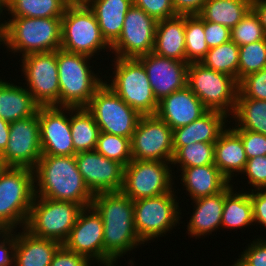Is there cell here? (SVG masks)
<instances>
[{
  "label": "cell",
  "instance_id": "1",
  "mask_svg": "<svg viewBox=\"0 0 266 266\" xmlns=\"http://www.w3.org/2000/svg\"><path fill=\"white\" fill-rule=\"evenodd\" d=\"M91 206L104 226V266H116L117 259L144 244L134 225L133 200L118 192L94 194Z\"/></svg>",
  "mask_w": 266,
  "mask_h": 266
},
{
  "label": "cell",
  "instance_id": "2",
  "mask_svg": "<svg viewBox=\"0 0 266 266\" xmlns=\"http://www.w3.org/2000/svg\"><path fill=\"white\" fill-rule=\"evenodd\" d=\"M33 171L35 196L91 206L94 194L78 170L75 155H42Z\"/></svg>",
  "mask_w": 266,
  "mask_h": 266
},
{
  "label": "cell",
  "instance_id": "3",
  "mask_svg": "<svg viewBox=\"0 0 266 266\" xmlns=\"http://www.w3.org/2000/svg\"><path fill=\"white\" fill-rule=\"evenodd\" d=\"M4 45L9 52H51L61 48L62 17H12L5 20Z\"/></svg>",
  "mask_w": 266,
  "mask_h": 266
},
{
  "label": "cell",
  "instance_id": "4",
  "mask_svg": "<svg viewBox=\"0 0 266 266\" xmlns=\"http://www.w3.org/2000/svg\"><path fill=\"white\" fill-rule=\"evenodd\" d=\"M92 57L57 50L59 80V107H86L95 91L104 83L102 78L92 72L88 61Z\"/></svg>",
  "mask_w": 266,
  "mask_h": 266
},
{
  "label": "cell",
  "instance_id": "5",
  "mask_svg": "<svg viewBox=\"0 0 266 266\" xmlns=\"http://www.w3.org/2000/svg\"><path fill=\"white\" fill-rule=\"evenodd\" d=\"M34 196V171L8 167L0 177V228H24Z\"/></svg>",
  "mask_w": 266,
  "mask_h": 266
},
{
  "label": "cell",
  "instance_id": "6",
  "mask_svg": "<svg viewBox=\"0 0 266 266\" xmlns=\"http://www.w3.org/2000/svg\"><path fill=\"white\" fill-rule=\"evenodd\" d=\"M110 48V51H109ZM61 49L94 56L103 49L111 52L94 12L86 3H70L62 16Z\"/></svg>",
  "mask_w": 266,
  "mask_h": 266
},
{
  "label": "cell",
  "instance_id": "7",
  "mask_svg": "<svg viewBox=\"0 0 266 266\" xmlns=\"http://www.w3.org/2000/svg\"><path fill=\"white\" fill-rule=\"evenodd\" d=\"M114 59V76L110 83L104 82L141 116L155 115L159 101L155 98L143 64L137 58Z\"/></svg>",
  "mask_w": 266,
  "mask_h": 266
},
{
  "label": "cell",
  "instance_id": "8",
  "mask_svg": "<svg viewBox=\"0 0 266 266\" xmlns=\"http://www.w3.org/2000/svg\"><path fill=\"white\" fill-rule=\"evenodd\" d=\"M80 204L34 196L24 229L39 238L63 244L74 227Z\"/></svg>",
  "mask_w": 266,
  "mask_h": 266
},
{
  "label": "cell",
  "instance_id": "9",
  "mask_svg": "<svg viewBox=\"0 0 266 266\" xmlns=\"http://www.w3.org/2000/svg\"><path fill=\"white\" fill-rule=\"evenodd\" d=\"M187 87L202 101L208 111L232 116L238 95V81L214 71L200 62L189 63Z\"/></svg>",
  "mask_w": 266,
  "mask_h": 266
},
{
  "label": "cell",
  "instance_id": "10",
  "mask_svg": "<svg viewBox=\"0 0 266 266\" xmlns=\"http://www.w3.org/2000/svg\"><path fill=\"white\" fill-rule=\"evenodd\" d=\"M86 109L93 115L100 132L130 139L141 117L105 82L95 91Z\"/></svg>",
  "mask_w": 266,
  "mask_h": 266
},
{
  "label": "cell",
  "instance_id": "11",
  "mask_svg": "<svg viewBox=\"0 0 266 266\" xmlns=\"http://www.w3.org/2000/svg\"><path fill=\"white\" fill-rule=\"evenodd\" d=\"M174 191L163 195L133 201L134 225L139 238L145 243L164 236L180 219Z\"/></svg>",
  "mask_w": 266,
  "mask_h": 266
},
{
  "label": "cell",
  "instance_id": "12",
  "mask_svg": "<svg viewBox=\"0 0 266 266\" xmlns=\"http://www.w3.org/2000/svg\"><path fill=\"white\" fill-rule=\"evenodd\" d=\"M169 164L172 165L163 161L131 160L124 167L121 192L135 201L174 191Z\"/></svg>",
  "mask_w": 266,
  "mask_h": 266
},
{
  "label": "cell",
  "instance_id": "13",
  "mask_svg": "<svg viewBox=\"0 0 266 266\" xmlns=\"http://www.w3.org/2000/svg\"><path fill=\"white\" fill-rule=\"evenodd\" d=\"M26 89L40 107H59L57 50L31 53L22 57Z\"/></svg>",
  "mask_w": 266,
  "mask_h": 266
},
{
  "label": "cell",
  "instance_id": "14",
  "mask_svg": "<svg viewBox=\"0 0 266 266\" xmlns=\"http://www.w3.org/2000/svg\"><path fill=\"white\" fill-rule=\"evenodd\" d=\"M132 160L172 162L173 129L155 115H142L131 139Z\"/></svg>",
  "mask_w": 266,
  "mask_h": 266
},
{
  "label": "cell",
  "instance_id": "15",
  "mask_svg": "<svg viewBox=\"0 0 266 266\" xmlns=\"http://www.w3.org/2000/svg\"><path fill=\"white\" fill-rule=\"evenodd\" d=\"M157 21L141 8L132 5L126 13L122 32L111 45L119 58H138L153 52Z\"/></svg>",
  "mask_w": 266,
  "mask_h": 266
},
{
  "label": "cell",
  "instance_id": "16",
  "mask_svg": "<svg viewBox=\"0 0 266 266\" xmlns=\"http://www.w3.org/2000/svg\"><path fill=\"white\" fill-rule=\"evenodd\" d=\"M1 155L8 167L35 168L42 156L39 109L29 118L10 123L8 144Z\"/></svg>",
  "mask_w": 266,
  "mask_h": 266
},
{
  "label": "cell",
  "instance_id": "17",
  "mask_svg": "<svg viewBox=\"0 0 266 266\" xmlns=\"http://www.w3.org/2000/svg\"><path fill=\"white\" fill-rule=\"evenodd\" d=\"M78 170L93 194L118 192L123 185L124 166L96 150L75 154Z\"/></svg>",
  "mask_w": 266,
  "mask_h": 266
},
{
  "label": "cell",
  "instance_id": "18",
  "mask_svg": "<svg viewBox=\"0 0 266 266\" xmlns=\"http://www.w3.org/2000/svg\"><path fill=\"white\" fill-rule=\"evenodd\" d=\"M39 124L42 155L76 154L71 136L70 107H39Z\"/></svg>",
  "mask_w": 266,
  "mask_h": 266
},
{
  "label": "cell",
  "instance_id": "19",
  "mask_svg": "<svg viewBox=\"0 0 266 266\" xmlns=\"http://www.w3.org/2000/svg\"><path fill=\"white\" fill-rule=\"evenodd\" d=\"M63 245L70 251L104 265V226L101 216L92 207L83 208Z\"/></svg>",
  "mask_w": 266,
  "mask_h": 266
},
{
  "label": "cell",
  "instance_id": "20",
  "mask_svg": "<svg viewBox=\"0 0 266 266\" xmlns=\"http://www.w3.org/2000/svg\"><path fill=\"white\" fill-rule=\"evenodd\" d=\"M137 59L143 64L158 101L187 86L188 62L162 57L154 52Z\"/></svg>",
  "mask_w": 266,
  "mask_h": 266
},
{
  "label": "cell",
  "instance_id": "21",
  "mask_svg": "<svg viewBox=\"0 0 266 266\" xmlns=\"http://www.w3.org/2000/svg\"><path fill=\"white\" fill-rule=\"evenodd\" d=\"M207 111L202 101L186 86L162 98L156 115L174 130L199 119Z\"/></svg>",
  "mask_w": 266,
  "mask_h": 266
},
{
  "label": "cell",
  "instance_id": "22",
  "mask_svg": "<svg viewBox=\"0 0 266 266\" xmlns=\"http://www.w3.org/2000/svg\"><path fill=\"white\" fill-rule=\"evenodd\" d=\"M229 116L219 111H207L192 123L173 130L174 153L181 147L196 142H216ZM227 120V121H226Z\"/></svg>",
  "mask_w": 266,
  "mask_h": 266
},
{
  "label": "cell",
  "instance_id": "23",
  "mask_svg": "<svg viewBox=\"0 0 266 266\" xmlns=\"http://www.w3.org/2000/svg\"><path fill=\"white\" fill-rule=\"evenodd\" d=\"M62 244L56 240L39 238L22 228L16 233L14 266H50Z\"/></svg>",
  "mask_w": 266,
  "mask_h": 266
},
{
  "label": "cell",
  "instance_id": "24",
  "mask_svg": "<svg viewBox=\"0 0 266 266\" xmlns=\"http://www.w3.org/2000/svg\"><path fill=\"white\" fill-rule=\"evenodd\" d=\"M225 189L217 194L193 200L195 208L187 225L188 234L197 239L222 227ZM220 227V228H219Z\"/></svg>",
  "mask_w": 266,
  "mask_h": 266
},
{
  "label": "cell",
  "instance_id": "25",
  "mask_svg": "<svg viewBox=\"0 0 266 266\" xmlns=\"http://www.w3.org/2000/svg\"><path fill=\"white\" fill-rule=\"evenodd\" d=\"M181 181L192 200L223 191L231 183L215 164L180 169Z\"/></svg>",
  "mask_w": 266,
  "mask_h": 266
},
{
  "label": "cell",
  "instance_id": "26",
  "mask_svg": "<svg viewBox=\"0 0 266 266\" xmlns=\"http://www.w3.org/2000/svg\"><path fill=\"white\" fill-rule=\"evenodd\" d=\"M247 160L241 137L231 126L226 128L215 142L214 164L231 181L234 172H243Z\"/></svg>",
  "mask_w": 266,
  "mask_h": 266
},
{
  "label": "cell",
  "instance_id": "27",
  "mask_svg": "<svg viewBox=\"0 0 266 266\" xmlns=\"http://www.w3.org/2000/svg\"><path fill=\"white\" fill-rule=\"evenodd\" d=\"M153 52L162 57L186 61L185 16L157 21Z\"/></svg>",
  "mask_w": 266,
  "mask_h": 266
},
{
  "label": "cell",
  "instance_id": "28",
  "mask_svg": "<svg viewBox=\"0 0 266 266\" xmlns=\"http://www.w3.org/2000/svg\"><path fill=\"white\" fill-rule=\"evenodd\" d=\"M39 105L25 86L0 79V118L11 123L35 115Z\"/></svg>",
  "mask_w": 266,
  "mask_h": 266
},
{
  "label": "cell",
  "instance_id": "29",
  "mask_svg": "<svg viewBox=\"0 0 266 266\" xmlns=\"http://www.w3.org/2000/svg\"><path fill=\"white\" fill-rule=\"evenodd\" d=\"M105 40L112 45L120 36L124 19L133 0H88Z\"/></svg>",
  "mask_w": 266,
  "mask_h": 266
},
{
  "label": "cell",
  "instance_id": "30",
  "mask_svg": "<svg viewBox=\"0 0 266 266\" xmlns=\"http://www.w3.org/2000/svg\"><path fill=\"white\" fill-rule=\"evenodd\" d=\"M253 206L250 191L234 193L233 185L225 188V202L222 213V227L228 229L243 228L253 225Z\"/></svg>",
  "mask_w": 266,
  "mask_h": 266
},
{
  "label": "cell",
  "instance_id": "31",
  "mask_svg": "<svg viewBox=\"0 0 266 266\" xmlns=\"http://www.w3.org/2000/svg\"><path fill=\"white\" fill-rule=\"evenodd\" d=\"M251 4L252 0H207L199 16L231 30L251 9Z\"/></svg>",
  "mask_w": 266,
  "mask_h": 266
},
{
  "label": "cell",
  "instance_id": "32",
  "mask_svg": "<svg viewBox=\"0 0 266 266\" xmlns=\"http://www.w3.org/2000/svg\"><path fill=\"white\" fill-rule=\"evenodd\" d=\"M71 136L76 153L95 150L100 129L86 107H70Z\"/></svg>",
  "mask_w": 266,
  "mask_h": 266
},
{
  "label": "cell",
  "instance_id": "33",
  "mask_svg": "<svg viewBox=\"0 0 266 266\" xmlns=\"http://www.w3.org/2000/svg\"><path fill=\"white\" fill-rule=\"evenodd\" d=\"M232 118L237 125L232 129L249 130L266 136V100L245 98L238 91Z\"/></svg>",
  "mask_w": 266,
  "mask_h": 266
},
{
  "label": "cell",
  "instance_id": "34",
  "mask_svg": "<svg viewBox=\"0 0 266 266\" xmlns=\"http://www.w3.org/2000/svg\"><path fill=\"white\" fill-rule=\"evenodd\" d=\"M68 0H4V8L10 17H62Z\"/></svg>",
  "mask_w": 266,
  "mask_h": 266
},
{
  "label": "cell",
  "instance_id": "35",
  "mask_svg": "<svg viewBox=\"0 0 266 266\" xmlns=\"http://www.w3.org/2000/svg\"><path fill=\"white\" fill-rule=\"evenodd\" d=\"M200 63L214 71L230 75L238 81L239 46L229 40L210 48Z\"/></svg>",
  "mask_w": 266,
  "mask_h": 266
},
{
  "label": "cell",
  "instance_id": "36",
  "mask_svg": "<svg viewBox=\"0 0 266 266\" xmlns=\"http://www.w3.org/2000/svg\"><path fill=\"white\" fill-rule=\"evenodd\" d=\"M208 50L204 20L199 15L185 16L186 62H201Z\"/></svg>",
  "mask_w": 266,
  "mask_h": 266
},
{
  "label": "cell",
  "instance_id": "37",
  "mask_svg": "<svg viewBox=\"0 0 266 266\" xmlns=\"http://www.w3.org/2000/svg\"><path fill=\"white\" fill-rule=\"evenodd\" d=\"M215 142H196L181 146L175 153L171 164L181 169L214 164Z\"/></svg>",
  "mask_w": 266,
  "mask_h": 266
},
{
  "label": "cell",
  "instance_id": "38",
  "mask_svg": "<svg viewBox=\"0 0 266 266\" xmlns=\"http://www.w3.org/2000/svg\"><path fill=\"white\" fill-rule=\"evenodd\" d=\"M95 150L124 167L132 160L131 139L123 136L100 132Z\"/></svg>",
  "mask_w": 266,
  "mask_h": 266
},
{
  "label": "cell",
  "instance_id": "39",
  "mask_svg": "<svg viewBox=\"0 0 266 266\" xmlns=\"http://www.w3.org/2000/svg\"><path fill=\"white\" fill-rule=\"evenodd\" d=\"M266 67V38L239 47L238 82Z\"/></svg>",
  "mask_w": 266,
  "mask_h": 266
},
{
  "label": "cell",
  "instance_id": "40",
  "mask_svg": "<svg viewBox=\"0 0 266 266\" xmlns=\"http://www.w3.org/2000/svg\"><path fill=\"white\" fill-rule=\"evenodd\" d=\"M230 36L239 47L266 38L263 27L252 9L231 29Z\"/></svg>",
  "mask_w": 266,
  "mask_h": 266
},
{
  "label": "cell",
  "instance_id": "41",
  "mask_svg": "<svg viewBox=\"0 0 266 266\" xmlns=\"http://www.w3.org/2000/svg\"><path fill=\"white\" fill-rule=\"evenodd\" d=\"M238 91L245 98L266 100V67L243 77L238 82Z\"/></svg>",
  "mask_w": 266,
  "mask_h": 266
},
{
  "label": "cell",
  "instance_id": "42",
  "mask_svg": "<svg viewBox=\"0 0 266 266\" xmlns=\"http://www.w3.org/2000/svg\"><path fill=\"white\" fill-rule=\"evenodd\" d=\"M248 245L232 266H266V240L257 238Z\"/></svg>",
  "mask_w": 266,
  "mask_h": 266
},
{
  "label": "cell",
  "instance_id": "43",
  "mask_svg": "<svg viewBox=\"0 0 266 266\" xmlns=\"http://www.w3.org/2000/svg\"><path fill=\"white\" fill-rule=\"evenodd\" d=\"M133 5L141 8L156 21L177 16L172 0H133Z\"/></svg>",
  "mask_w": 266,
  "mask_h": 266
},
{
  "label": "cell",
  "instance_id": "44",
  "mask_svg": "<svg viewBox=\"0 0 266 266\" xmlns=\"http://www.w3.org/2000/svg\"><path fill=\"white\" fill-rule=\"evenodd\" d=\"M242 174L248 177V184L254 189H266V155L247 160Z\"/></svg>",
  "mask_w": 266,
  "mask_h": 266
},
{
  "label": "cell",
  "instance_id": "45",
  "mask_svg": "<svg viewBox=\"0 0 266 266\" xmlns=\"http://www.w3.org/2000/svg\"><path fill=\"white\" fill-rule=\"evenodd\" d=\"M233 130L241 137L247 159L266 155L265 135L244 129Z\"/></svg>",
  "mask_w": 266,
  "mask_h": 266
},
{
  "label": "cell",
  "instance_id": "46",
  "mask_svg": "<svg viewBox=\"0 0 266 266\" xmlns=\"http://www.w3.org/2000/svg\"><path fill=\"white\" fill-rule=\"evenodd\" d=\"M89 262L86 256L70 251L62 244L55 252L50 266H90Z\"/></svg>",
  "mask_w": 266,
  "mask_h": 266
},
{
  "label": "cell",
  "instance_id": "47",
  "mask_svg": "<svg viewBox=\"0 0 266 266\" xmlns=\"http://www.w3.org/2000/svg\"><path fill=\"white\" fill-rule=\"evenodd\" d=\"M230 29L218 23L204 21L205 40L210 48L231 40Z\"/></svg>",
  "mask_w": 266,
  "mask_h": 266
},
{
  "label": "cell",
  "instance_id": "48",
  "mask_svg": "<svg viewBox=\"0 0 266 266\" xmlns=\"http://www.w3.org/2000/svg\"><path fill=\"white\" fill-rule=\"evenodd\" d=\"M250 191L254 222L266 228V189H251Z\"/></svg>",
  "mask_w": 266,
  "mask_h": 266
},
{
  "label": "cell",
  "instance_id": "49",
  "mask_svg": "<svg viewBox=\"0 0 266 266\" xmlns=\"http://www.w3.org/2000/svg\"><path fill=\"white\" fill-rule=\"evenodd\" d=\"M207 0H172L177 15L192 16L199 15Z\"/></svg>",
  "mask_w": 266,
  "mask_h": 266
},
{
  "label": "cell",
  "instance_id": "50",
  "mask_svg": "<svg viewBox=\"0 0 266 266\" xmlns=\"http://www.w3.org/2000/svg\"><path fill=\"white\" fill-rule=\"evenodd\" d=\"M13 232L0 243V266H14L16 231Z\"/></svg>",
  "mask_w": 266,
  "mask_h": 266
},
{
  "label": "cell",
  "instance_id": "51",
  "mask_svg": "<svg viewBox=\"0 0 266 266\" xmlns=\"http://www.w3.org/2000/svg\"><path fill=\"white\" fill-rule=\"evenodd\" d=\"M251 9L258 17L266 35V0H252Z\"/></svg>",
  "mask_w": 266,
  "mask_h": 266
},
{
  "label": "cell",
  "instance_id": "52",
  "mask_svg": "<svg viewBox=\"0 0 266 266\" xmlns=\"http://www.w3.org/2000/svg\"><path fill=\"white\" fill-rule=\"evenodd\" d=\"M10 123L0 118V154H2L8 144Z\"/></svg>",
  "mask_w": 266,
  "mask_h": 266
},
{
  "label": "cell",
  "instance_id": "53",
  "mask_svg": "<svg viewBox=\"0 0 266 266\" xmlns=\"http://www.w3.org/2000/svg\"><path fill=\"white\" fill-rule=\"evenodd\" d=\"M12 232V230L7 228H0V243Z\"/></svg>",
  "mask_w": 266,
  "mask_h": 266
},
{
  "label": "cell",
  "instance_id": "54",
  "mask_svg": "<svg viewBox=\"0 0 266 266\" xmlns=\"http://www.w3.org/2000/svg\"><path fill=\"white\" fill-rule=\"evenodd\" d=\"M8 168L7 164L5 163L2 155L0 154V177L3 174V172Z\"/></svg>",
  "mask_w": 266,
  "mask_h": 266
},
{
  "label": "cell",
  "instance_id": "55",
  "mask_svg": "<svg viewBox=\"0 0 266 266\" xmlns=\"http://www.w3.org/2000/svg\"><path fill=\"white\" fill-rule=\"evenodd\" d=\"M0 16H1V14H0ZM4 29H5V24H4V22L3 23L1 22L0 23V46H1V44L4 43Z\"/></svg>",
  "mask_w": 266,
  "mask_h": 266
},
{
  "label": "cell",
  "instance_id": "56",
  "mask_svg": "<svg viewBox=\"0 0 266 266\" xmlns=\"http://www.w3.org/2000/svg\"><path fill=\"white\" fill-rule=\"evenodd\" d=\"M3 10L4 11H6L5 9H4V0H0V14H4V12H3ZM3 12V13H2Z\"/></svg>",
  "mask_w": 266,
  "mask_h": 266
},
{
  "label": "cell",
  "instance_id": "57",
  "mask_svg": "<svg viewBox=\"0 0 266 266\" xmlns=\"http://www.w3.org/2000/svg\"><path fill=\"white\" fill-rule=\"evenodd\" d=\"M70 3H86L88 0H68Z\"/></svg>",
  "mask_w": 266,
  "mask_h": 266
}]
</instances>
